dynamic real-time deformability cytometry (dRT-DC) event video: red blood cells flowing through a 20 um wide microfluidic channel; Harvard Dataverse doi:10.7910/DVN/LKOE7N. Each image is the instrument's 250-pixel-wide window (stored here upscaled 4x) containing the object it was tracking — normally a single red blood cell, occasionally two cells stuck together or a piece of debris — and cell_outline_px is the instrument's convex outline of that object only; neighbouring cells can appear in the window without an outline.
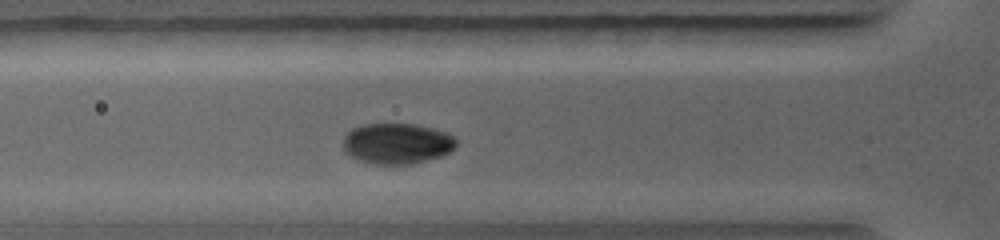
{"species": "common noctule bat (a hibernating species)", "species_latin": "Nyctalus noctula", "temperature_condition": "warm", "stored_images_in_passage": 5, "camera_frame_rate_fps": 5000, "um_per_image_px": 0.085, "animal": {"sex": "female", "body_mass_g": 19.0, "forearm_length_mm": 56.7}, "frame": {"image": 1, "passage_image": 5, "time_ms": 2.8, "image_size_px": [1000, 240], "cell_outline_px": [[456, 148], [440, 156], [412, 164], [372, 164], [348, 156], [344, 152], [344, 136], [352, 128], [364, 124], [416, 124], [432, 128], [444, 132], [452, 136], [456, 140]], "centroid_in_image_um": [33.71, 12.2], "position_along_channel_um": 92.1, "area_um2": 26.82}}